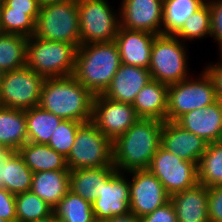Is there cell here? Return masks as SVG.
I'll return each mask as SVG.
<instances>
[{"mask_svg": "<svg viewBox=\"0 0 222 222\" xmlns=\"http://www.w3.org/2000/svg\"><path fill=\"white\" fill-rule=\"evenodd\" d=\"M164 121L140 118L112 142L113 165L120 173L148 169L161 146Z\"/></svg>", "mask_w": 222, "mask_h": 222, "instance_id": "cell-1", "label": "cell"}, {"mask_svg": "<svg viewBox=\"0 0 222 222\" xmlns=\"http://www.w3.org/2000/svg\"><path fill=\"white\" fill-rule=\"evenodd\" d=\"M94 97L73 75L46 78L39 106L63 120L85 123L92 120Z\"/></svg>", "mask_w": 222, "mask_h": 222, "instance_id": "cell-2", "label": "cell"}, {"mask_svg": "<svg viewBox=\"0 0 222 222\" xmlns=\"http://www.w3.org/2000/svg\"><path fill=\"white\" fill-rule=\"evenodd\" d=\"M121 65L116 43H88L76 51L74 78L94 95L103 94Z\"/></svg>", "mask_w": 222, "mask_h": 222, "instance_id": "cell-3", "label": "cell"}, {"mask_svg": "<svg viewBox=\"0 0 222 222\" xmlns=\"http://www.w3.org/2000/svg\"><path fill=\"white\" fill-rule=\"evenodd\" d=\"M77 48L70 43L28 37L26 66L46 78L73 75Z\"/></svg>", "mask_w": 222, "mask_h": 222, "instance_id": "cell-4", "label": "cell"}, {"mask_svg": "<svg viewBox=\"0 0 222 222\" xmlns=\"http://www.w3.org/2000/svg\"><path fill=\"white\" fill-rule=\"evenodd\" d=\"M185 44L174 35H157L154 38L148 69L153 80L172 85L192 77L187 64L188 46Z\"/></svg>", "mask_w": 222, "mask_h": 222, "instance_id": "cell-5", "label": "cell"}, {"mask_svg": "<svg viewBox=\"0 0 222 222\" xmlns=\"http://www.w3.org/2000/svg\"><path fill=\"white\" fill-rule=\"evenodd\" d=\"M33 36L44 40L80 46L79 11L77 0L40 6Z\"/></svg>", "mask_w": 222, "mask_h": 222, "instance_id": "cell-6", "label": "cell"}, {"mask_svg": "<svg viewBox=\"0 0 222 222\" xmlns=\"http://www.w3.org/2000/svg\"><path fill=\"white\" fill-rule=\"evenodd\" d=\"M66 162L69 170L114 166L112 141L92 121L82 123Z\"/></svg>", "mask_w": 222, "mask_h": 222, "instance_id": "cell-7", "label": "cell"}, {"mask_svg": "<svg viewBox=\"0 0 222 222\" xmlns=\"http://www.w3.org/2000/svg\"><path fill=\"white\" fill-rule=\"evenodd\" d=\"M80 45L113 42L120 27L119 10L108 0H77Z\"/></svg>", "mask_w": 222, "mask_h": 222, "instance_id": "cell-8", "label": "cell"}, {"mask_svg": "<svg viewBox=\"0 0 222 222\" xmlns=\"http://www.w3.org/2000/svg\"><path fill=\"white\" fill-rule=\"evenodd\" d=\"M216 100L214 83L203 69L196 79L189 77L168 85L167 121H176L183 114L206 107Z\"/></svg>", "mask_w": 222, "mask_h": 222, "instance_id": "cell-9", "label": "cell"}, {"mask_svg": "<svg viewBox=\"0 0 222 222\" xmlns=\"http://www.w3.org/2000/svg\"><path fill=\"white\" fill-rule=\"evenodd\" d=\"M44 78L27 66L4 72L0 106L28 110L39 106Z\"/></svg>", "mask_w": 222, "mask_h": 222, "instance_id": "cell-10", "label": "cell"}, {"mask_svg": "<svg viewBox=\"0 0 222 222\" xmlns=\"http://www.w3.org/2000/svg\"><path fill=\"white\" fill-rule=\"evenodd\" d=\"M148 170L162 183L170 196L198 184L197 164L182 160L162 146L152 157Z\"/></svg>", "mask_w": 222, "mask_h": 222, "instance_id": "cell-11", "label": "cell"}, {"mask_svg": "<svg viewBox=\"0 0 222 222\" xmlns=\"http://www.w3.org/2000/svg\"><path fill=\"white\" fill-rule=\"evenodd\" d=\"M139 119L132 104L111 100L103 94L95 95L91 121L112 142Z\"/></svg>", "mask_w": 222, "mask_h": 222, "instance_id": "cell-12", "label": "cell"}, {"mask_svg": "<svg viewBox=\"0 0 222 222\" xmlns=\"http://www.w3.org/2000/svg\"><path fill=\"white\" fill-rule=\"evenodd\" d=\"M130 212L141 218L170 201L162 183L148 169L128 172ZM131 176V177H130Z\"/></svg>", "mask_w": 222, "mask_h": 222, "instance_id": "cell-13", "label": "cell"}, {"mask_svg": "<svg viewBox=\"0 0 222 222\" xmlns=\"http://www.w3.org/2000/svg\"><path fill=\"white\" fill-rule=\"evenodd\" d=\"M95 219L109 220L111 217L130 212L129 179L127 173L115 170L103 183L99 197L92 203Z\"/></svg>", "mask_w": 222, "mask_h": 222, "instance_id": "cell-14", "label": "cell"}, {"mask_svg": "<svg viewBox=\"0 0 222 222\" xmlns=\"http://www.w3.org/2000/svg\"><path fill=\"white\" fill-rule=\"evenodd\" d=\"M163 3L164 0H122L120 27L162 35Z\"/></svg>", "mask_w": 222, "mask_h": 222, "instance_id": "cell-15", "label": "cell"}, {"mask_svg": "<svg viewBox=\"0 0 222 222\" xmlns=\"http://www.w3.org/2000/svg\"><path fill=\"white\" fill-rule=\"evenodd\" d=\"M208 143L199 136L179 126L175 121H164L161 146L182 160L198 165Z\"/></svg>", "mask_w": 222, "mask_h": 222, "instance_id": "cell-16", "label": "cell"}, {"mask_svg": "<svg viewBox=\"0 0 222 222\" xmlns=\"http://www.w3.org/2000/svg\"><path fill=\"white\" fill-rule=\"evenodd\" d=\"M182 128L199 136L208 144L222 140V102H215L189 111L175 121Z\"/></svg>", "mask_w": 222, "mask_h": 222, "instance_id": "cell-17", "label": "cell"}, {"mask_svg": "<svg viewBox=\"0 0 222 222\" xmlns=\"http://www.w3.org/2000/svg\"><path fill=\"white\" fill-rule=\"evenodd\" d=\"M157 35L119 27L114 42L117 45L121 63L149 69L151 49Z\"/></svg>", "mask_w": 222, "mask_h": 222, "instance_id": "cell-18", "label": "cell"}, {"mask_svg": "<svg viewBox=\"0 0 222 222\" xmlns=\"http://www.w3.org/2000/svg\"><path fill=\"white\" fill-rule=\"evenodd\" d=\"M151 80L148 69L121 63L103 95L114 101L133 104L136 95Z\"/></svg>", "mask_w": 222, "mask_h": 222, "instance_id": "cell-19", "label": "cell"}, {"mask_svg": "<svg viewBox=\"0 0 222 222\" xmlns=\"http://www.w3.org/2000/svg\"><path fill=\"white\" fill-rule=\"evenodd\" d=\"M178 222H210L208 188L200 183L170 196Z\"/></svg>", "mask_w": 222, "mask_h": 222, "instance_id": "cell-20", "label": "cell"}, {"mask_svg": "<svg viewBox=\"0 0 222 222\" xmlns=\"http://www.w3.org/2000/svg\"><path fill=\"white\" fill-rule=\"evenodd\" d=\"M168 85L151 80L136 95L133 108L139 118L167 121Z\"/></svg>", "mask_w": 222, "mask_h": 222, "instance_id": "cell-21", "label": "cell"}, {"mask_svg": "<svg viewBox=\"0 0 222 222\" xmlns=\"http://www.w3.org/2000/svg\"><path fill=\"white\" fill-rule=\"evenodd\" d=\"M70 170L34 172L30 191L54 208L69 190Z\"/></svg>", "mask_w": 222, "mask_h": 222, "instance_id": "cell-22", "label": "cell"}, {"mask_svg": "<svg viewBox=\"0 0 222 222\" xmlns=\"http://www.w3.org/2000/svg\"><path fill=\"white\" fill-rule=\"evenodd\" d=\"M33 172L18 151H11L0 163V184L8 192L18 195L31 189Z\"/></svg>", "mask_w": 222, "mask_h": 222, "instance_id": "cell-23", "label": "cell"}, {"mask_svg": "<svg viewBox=\"0 0 222 222\" xmlns=\"http://www.w3.org/2000/svg\"><path fill=\"white\" fill-rule=\"evenodd\" d=\"M115 170L114 166L70 170L69 190L93 203L99 197L102 183Z\"/></svg>", "mask_w": 222, "mask_h": 222, "instance_id": "cell-24", "label": "cell"}, {"mask_svg": "<svg viewBox=\"0 0 222 222\" xmlns=\"http://www.w3.org/2000/svg\"><path fill=\"white\" fill-rule=\"evenodd\" d=\"M25 111L0 106V146L18 151L28 142Z\"/></svg>", "mask_w": 222, "mask_h": 222, "instance_id": "cell-25", "label": "cell"}, {"mask_svg": "<svg viewBox=\"0 0 222 222\" xmlns=\"http://www.w3.org/2000/svg\"><path fill=\"white\" fill-rule=\"evenodd\" d=\"M25 164L34 172L69 170L66 158L49 145L27 142L18 150Z\"/></svg>", "mask_w": 222, "mask_h": 222, "instance_id": "cell-26", "label": "cell"}, {"mask_svg": "<svg viewBox=\"0 0 222 222\" xmlns=\"http://www.w3.org/2000/svg\"><path fill=\"white\" fill-rule=\"evenodd\" d=\"M28 142L48 144L63 119L40 106L25 110Z\"/></svg>", "mask_w": 222, "mask_h": 222, "instance_id": "cell-27", "label": "cell"}, {"mask_svg": "<svg viewBox=\"0 0 222 222\" xmlns=\"http://www.w3.org/2000/svg\"><path fill=\"white\" fill-rule=\"evenodd\" d=\"M207 0H164L162 35H175L186 19L200 9Z\"/></svg>", "mask_w": 222, "mask_h": 222, "instance_id": "cell-28", "label": "cell"}, {"mask_svg": "<svg viewBox=\"0 0 222 222\" xmlns=\"http://www.w3.org/2000/svg\"><path fill=\"white\" fill-rule=\"evenodd\" d=\"M197 169L198 183L207 188L222 186V140L207 145Z\"/></svg>", "mask_w": 222, "mask_h": 222, "instance_id": "cell-29", "label": "cell"}, {"mask_svg": "<svg viewBox=\"0 0 222 222\" xmlns=\"http://www.w3.org/2000/svg\"><path fill=\"white\" fill-rule=\"evenodd\" d=\"M27 40L28 37L18 34H0V69L3 72L26 66Z\"/></svg>", "mask_w": 222, "mask_h": 222, "instance_id": "cell-30", "label": "cell"}, {"mask_svg": "<svg viewBox=\"0 0 222 222\" xmlns=\"http://www.w3.org/2000/svg\"><path fill=\"white\" fill-rule=\"evenodd\" d=\"M60 222H93L95 220L92 203L84 200L71 190L53 208Z\"/></svg>", "mask_w": 222, "mask_h": 222, "instance_id": "cell-31", "label": "cell"}, {"mask_svg": "<svg viewBox=\"0 0 222 222\" xmlns=\"http://www.w3.org/2000/svg\"><path fill=\"white\" fill-rule=\"evenodd\" d=\"M15 204L16 222H32L53 213V208L31 191L15 195Z\"/></svg>", "mask_w": 222, "mask_h": 222, "instance_id": "cell-32", "label": "cell"}, {"mask_svg": "<svg viewBox=\"0 0 222 222\" xmlns=\"http://www.w3.org/2000/svg\"><path fill=\"white\" fill-rule=\"evenodd\" d=\"M182 42L203 39L211 36V13L209 3L188 17L182 28L174 35Z\"/></svg>", "mask_w": 222, "mask_h": 222, "instance_id": "cell-33", "label": "cell"}, {"mask_svg": "<svg viewBox=\"0 0 222 222\" xmlns=\"http://www.w3.org/2000/svg\"><path fill=\"white\" fill-rule=\"evenodd\" d=\"M35 20L24 12L11 11L0 3V28L2 33L31 37L35 31Z\"/></svg>", "mask_w": 222, "mask_h": 222, "instance_id": "cell-34", "label": "cell"}, {"mask_svg": "<svg viewBox=\"0 0 222 222\" xmlns=\"http://www.w3.org/2000/svg\"><path fill=\"white\" fill-rule=\"evenodd\" d=\"M81 124L82 122L63 120L53 132L47 145L66 158L74 144L78 127Z\"/></svg>", "mask_w": 222, "mask_h": 222, "instance_id": "cell-35", "label": "cell"}, {"mask_svg": "<svg viewBox=\"0 0 222 222\" xmlns=\"http://www.w3.org/2000/svg\"><path fill=\"white\" fill-rule=\"evenodd\" d=\"M211 13V37L219 45L222 55V0H207Z\"/></svg>", "mask_w": 222, "mask_h": 222, "instance_id": "cell-36", "label": "cell"}, {"mask_svg": "<svg viewBox=\"0 0 222 222\" xmlns=\"http://www.w3.org/2000/svg\"><path fill=\"white\" fill-rule=\"evenodd\" d=\"M208 217L210 222H222V186L208 187Z\"/></svg>", "mask_w": 222, "mask_h": 222, "instance_id": "cell-37", "label": "cell"}, {"mask_svg": "<svg viewBox=\"0 0 222 222\" xmlns=\"http://www.w3.org/2000/svg\"><path fill=\"white\" fill-rule=\"evenodd\" d=\"M0 218L7 222H16L15 195L0 187Z\"/></svg>", "mask_w": 222, "mask_h": 222, "instance_id": "cell-38", "label": "cell"}, {"mask_svg": "<svg viewBox=\"0 0 222 222\" xmlns=\"http://www.w3.org/2000/svg\"><path fill=\"white\" fill-rule=\"evenodd\" d=\"M140 222H178L174 207L170 201L155 209L152 213L139 218Z\"/></svg>", "mask_w": 222, "mask_h": 222, "instance_id": "cell-39", "label": "cell"}, {"mask_svg": "<svg viewBox=\"0 0 222 222\" xmlns=\"http://www.w3.org/2000/svg\"><path fill=\"white\" fill-rule=\"evenodd\" d=\"M11 11L24 12L30 15L35 21L39 15L40 5L37 0H2Z\"/></svg>", "mask_w": 222, "mask_h": 222, "instance_id": "cell-40", "label": "cell"}, {"mask_svg": "<svg viewBox=\"0 0 222 222\" xmlns=\"http://www.w3.org/2000/svg\"><path fill=\"white\" fill-rule=\"evenodd\" d=\"M219 58L220 60L218 62L208 64L204 70L214 83L217 99L222 102V55H220Z\"/></svg>", "mask_w": 222, "mask_h": 222, "instance_id": "cell-41", "label": "cell"}, {"mask_svg": "<svg viewBox=\"0 0 222 222\" xmlns=\"http://www.w3.org/2000/svg\"><path fill=\"white\" fill-rule=\"evenodd\" d=\"M109 222H140L139 217H137L134 213L128 212L123 215H118L111 217Z\"/></svg>", "mask_w": 222, "mask_h": 222, "instance_id": "cell-42", "label": "cell"}, {"mask_svg": "<svg viewBox=\"0 0 222 222\" xmlns=\"http://www.w3.org/2000/svg\"><path fill=\"white\" fill-rule=\"evenodd\" d=\"M10 152L11 151L8 148L4 146H0V163L4 161V159L8 156ZM0 187H1V184H0Z\"/></svg>", "mask_w": 222, "mask_h": 222, "instance_id": "cell-43", "label": "cell"}, {"mask_svg": "<svg viewBox=\"0 0 222 222\" xmlns=\"http://www.w3.org/2000/svg\"><path fill=\"white\" fill-rule=\"evenodd\" d=\"M32 222H58V219L56 218L55 214L52 213L48 217L42 218L40 220L32 221Z\"/></svg>", "mask_w": 222, "mask_h": 222, "instance_id": "cell-44", "label": "cell"}, {"mask_svg": "<svg viewBox=\"0 0 222 222\" xmlns=\"http://www.w3.org/2000/svg\"><path fill=\"white\" fill-rule=\"evenodd\" d=\"M40 6L49 4V3H56V2H64L69 0H37Z\"/></svg>", "mask_w": 222, "mask_h": 222, "instance_id": "cell-45", "label": "cell"}, {"mask_svg": "<svg viewBox=\"0 0 222 222\" xmlns=\"http://www.w3.org/2000/svg\"><path fill=\"white\" fill-rule=\"evenodd\" d=\"M3 75H4V72L0 69V87H1L2 79H3Z\"/></svg>", "mask_w": 222, "mask_h": 222, "instance_id": "cell-46", "label": "cell"}, {"mask_svg": "<svg viewBox=\"0 0 222 222\" xmlns=\"http://www.w3.org/2000/svg\"><path fill=\"white\" fill-rule=\"evenodd\" d=\"M93 222H109L108 220H98V219H95Z\"/></svg>", "mask_w": 222, "mask_h": 222, "instance_id": "cell-47", "label": "cell"}, {"mask_svg": "<svg viewBox=\"0 0 222 222\" xmlns=\"http://www.w3.org/2000/svg\"><path fill=\"white\" fill-rule=\"evenodd\" d=\"M0 222H7V221H6V220H4V219H1V218H0Z\"/></svg>", "mask_w": 222, "mask_h": 222, "instance_id": "cell-48", "label": "cell"}]
</instances>
